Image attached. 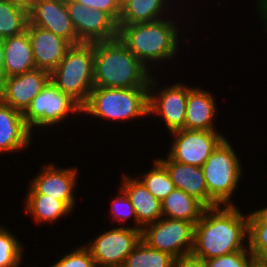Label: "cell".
Returning <instances> with one entry per match:
<instances>
[{"label": "cell", "instance_id": "6da1fadb", "mask_svg": "<svg viewBox=\"0 0 267 267\" xmlns=\"http://www.w3.org/2000/svg\"><path fill=\"white\" fill-rule=\"evenodd\" d=\"M248 249V213L236 205L205 209L194 226L192 253L203 260Z\"/></svg>", "mask_w": 267, "mask_h": 267}, {"label": "cell", "instance_id": "7a4b0ae2", "mask_svg": "<svg viewBox=\"0 0 267 267\" xmlns=\"http://www.w3.org/2000/svg\"><path fill=\"white\" fill-rule=\"evenodd\" d=\"M176 12L174 18L169 16L152 22L117 24L119 40L151 73L157 67L160 70V65L165 66V62L172 63L181 51L179 45L183 41L180 38L185 34L181 27L185 26L177 23L182 16ZM178 16L180 18L177 19Z\"/></svg>", "mask_w": 267, "mask_h": 267}, {"label": "cell", "instance_id": "3957f363", "mask_svg": "<svg viewBox=\"0 0 267 267\" xmlns=\"http://www.w3.org/2000/svg\"><path fill=\"white\" fill-rule=\"evenodd\" d=\"M152 74L119 38L94 42V87L149 88Z\"/></svg>", "mask_w": 267, "mask_h": 267}, {"label": "cell", "instance_id": "277c9868", "mask_svg": "<svg viewBox=\"0 0 267 267\" xmlns=\"http://www.w3.org/2000/svg\"><path fill=\"white\" fill-rule=\"evenodd\" d=\"M81 115L118 124L149 118V88L94 87Z\"/></svg>", "mask_w": 267, "mask_h": 267}, {"label": "cell", "instance_id": "5b68a950", "mask_svg": "<svg viewBox=\"0 0 267 267\" xmlns=\"http://www.w3.org/2000/svg\"><path fill=\"white\" fill-rule=\"evenodd\" d=\"M50 81L82 107L94 88V42L72 45L50 73Z\"/></svg>", "mask_w": 267, "mask_h": 267}, {"label": "cell", "instance_id": "8992f818", "mask_svg": "<svg viewBox=\"0 0 267 267\" xmlns=\"http://www.w3.org/2000/svg\"><path fill=\"white\" fill-rule=\"evenodd\" d=\"M227 136L202 165L208 195L218 205H236L233 197L239 190L244 168L237 150Z\"/></svg>", "mask_w": 267, "mask_h": 267}, {"label": "cell", "instance_id": "52a82bcc", "mask_svg": "<svg viewBox=\"0 0 267 267\" xmlns=\"http://www.w3.org/2000/svg\"><path fill=\"white\" fill-rule=\"evenodd\" d=\"M81 109L82 107L74 99L49 81L31 101L30 106L23 113V117L32 134H35L40 131L38 129L43 131L59 126L60 123L62 125L69 117L74 118L73 115L81 116L82 119Z\"/></svg>", "mask_w": 267, "mask_h": 267}, {"label": "cell", "instance_id": "ba28073f", "mask_svg": "<svg viewBox=\"0 0 267 267\" xmlns=\"http://www.w3.org/2000/svg\"><path fill=\"white\" fill-rule=\"evenodd\" d=\"M158 79L152 74L149 81V116L161 118L169 133L184 129L188 92L194 86H187L181 80L162 87V78Z\"/></svg>", "mask_w": 267, "mask_h": 267}, {"label": "cell", "instance_id": "9c48e42d", "mask_svg": "<svg viewBox=\"0 0 267 267\" xmlns=\"http://www.w3.org/2000/svg\"><path fill=\"white\" fill-rule=\"evenodd\" d=\"M115 226V227H114ZM83 244L95 260L97 267H122L126 257L141 240V231L114 225ZM117 226V227H116Z\"/></svg>", "mask_w": 267, "mask_h": 267}, {"label": "cell", "instance_id": "30bf717a", "mask_svg": "<svg viewBox=\"0 0 267 267\" xmlns=\"http://www.w3.org/2000/svg\"><path fill=\"white\" fill-rule=\"evenodd\" d=\"M194 226L189 221L162 217L142 229L141 239L149 247L179 258L193 251Z\"/></svg>", "mask_w": 267, "mask_h": 267}, {"label": "cell", "instance_id": "8fae6325", "mask_svg": "<svg viewBox=\"0 0 267 267\" xmlns=\"http://www.w3.org/2000/svg\"><path fill=\"white\" fill-rule=\"evenodd\" d=\"M167 155L176 162L202 167L211 153L226 138L221 131L180 129L170 132Z\"/></svg>", "mask_w": 267, "mask_h": 267}, {"label": "cell", "instance_id": "7c38bea8", "mask_svg": "<svg viewBox=\"0 0 267 267\" xmlns=\"http://www.w3.org/2000/svg\"><path fill=\"white\" fill-rule=\"evenodd\" d=\"M78 171L79 168L75 166L65 168L52 162L43 163L38 173L30 179L26 194L48 195L65 202L74 211L80 174Z\"/></svg>", "mask_w": 267, "mask_h": 267}, {"label": "cell", "instance_id": "4fadbf2b", "mask_svg": "<svg viewBox=\"0 0 267 267\" xmlns=\"http://www.w3.org/2000/svg\"><path fill=\"white\" fill-rule=\"evenodd\" d=\"M66 7L81 42L93 43L118 38L117 23L104 11L87 8L75 0H66Z\"/></svg>", "mask_w": 267, "mask_h": 267}, {"label": "cell", "instance_id": "5bb4252c", "mask_svg": "<svg viewBox=\"0 0 267 267\" xmlns=\"http://www.w3.org/2000/svg\"><path fill=\"white\" fill-rule=\"evenodd\" d=\"M49 81L50 73L41 69L4 78L0 82V100L24 113Z\"/></svg>", "mask_w": 267, "mask_h": 267}, {"label": "cell", "instance_id": "9a60e30c", "mask_svg": "<svg viewBox=\"0 0 267 267\" xmlns=\"http://www.w3.org/2000/svg\"><path fill=\"white\" fill-rule=\"evenodd\" d=\"M29 23L51 31L71 45L82 43L73 27L66 0H35L28 9Z\"/></svg>", "mask_w": 267, "mask_h": 267}, {"label": "cell", "instance_id": "2e32d148", "mask_svg": "<svg viewBox=\"0 0 267 267\" xmlns=\"http://www.w3.org/2000/svg\"><path fill=\"white\" fill-rule=\"evenodd\" d=\"M26 30L28 31L36 69L51 73L72 45L51 31L31 25L29 22Z\"/></svg>", "mask_w": 267, "mask_h": 267}, {"label": "cell", "instance_id": "e0dca14e", "mask_svg": "<svg viewBox=\"0 0 267 267\" xmlns=\"http://www.w3.org/2000/svg\"><path fill=\"white\" fill-rule=\"evenodd\" d=\"M34 136L23 113L0 100V155L29 149Z\"/></svg>", "mask_w": 267, "mask_h": 267}, {"label": "cell", "instance_id": "ac0fdd59", "mask_svg": "<svg viewBox=\"0 0 267 267\" xmlns=\"http://www.w3.org/2000/svg\"><path fill=\"white\" fill-rule=\"evenodd\" d=\"M156 159L167 169L176 189L195 197L207 208L218 206L208 195L202 167L173 161L168 155L166 158L156 157Z\"/></svg>", "mask_w": 267, "mask_h": 267}, {"label": "cell", "instance_id": "d6986e66", "mask_svg": "<svg viewBox=\"0 0 267 267\" xmlns=\"http://www.w3.org/2000/svg\"><path fill=\"white\" fill-rule=\"evenodd\" d=\"M119 187L129 198L137 216V230L162 218L161 202L148 191L144 184L134 175L121 174Z\"/></svg>", "mask_w": 267, "mask_h": 267}, {"label": "cell", "instance_id": "ffe728a7", "mask_svg": "<svg viewBox=\"0 0 267 267\" xmlns=\"http://www.w3.org/2000/svg\"><path fill=\"white\" fill-rule=\"evenodd\" d=\"M211 92L200 85L188 92L184 129L219 131L215 125L218 106Z\"/></svg>", "mask_w": 267, "mask_h": 267}, {"label": "cell", "instance_id": "44dd1931", "mask_svg": "<svg viewBox=\"0 0 267 267\" xmlns=\"http://www.w3.org/2000/svg\"><path fill=\"white\" fill-rule=\"evenodd\" d=\"M182 1L181 0H128L121 7V17L118 24L152 22L172 16L174 15L173 14L174 9L175 11L179 9L178 7H176L177 6L176 2L182 3L183 5L182 4L180 5L179 3L178 5L180 7H184V1L183 2Z\"/></svg>", "mask_w": 267, "mask_h": 267}, {"label": "cell", "instance_id": "7402d4cb", "mask_svg": "<svg viewBox=\"0 0 267 267\" xmlns=\"http://www.w3.org/2000/svg\"><path fill=\"white\" fill-rule=\"evenodd\" d=\"M36 69L28 31L4 39V78Z\"/></svg>", "mask_w": 267, "mask_h": 267}, {"label": "cell", "instance_id": "603a6c76", "mask_svg": "<svg viewBox=\"0 0 267 267\" xmlns=\"http://www.w3.org/2000/svg\"><path fill=\"white\" fill-rule=\"evenodd\" d=\"M24 210L37 225L56 224L59 219L74 212L65 202L42 194L25 195Z\"/></svg>", "mask_w": 267, "mask_h": 267}, {"label": "cell", "instance_id": "cb8c5ba5", "mask_svg": "<svg viewBox=\"0 0 267 267\" xmlns=\"http://www.w3.org/2000/svg\"><path fill=\"white\" fill-rule=\"evenodd\" d=\"M207 207L183 190L174 189L161 201L162 217L192 222L200 220Z\"/></svg>", "mask_w": 267, "mask_h": 267}, {"label": "cell", "instance_id": "d4e9b609", "mask_svg": "<svg viewBox=\"0 0 267 267\" xmlns=\"http://www.w3.org/2000/svg\"><path fill=\"white\" fill-rule=\"evenodd\" d=\"M248 249L257 261H267V205L248 212Z\"/></svg>", "mask_w": 267, "mask_h": 267}, {"label": "cell", "instance_id": "484cf974", "mask_svg": "<svg viewBox=\"0 0 267 267\" xmlns=\"http://www.w3.org/2000/svg\"><path fill=\"white\" fill-rule=\"evenodd\" d=\"M28 9L7 0H0V38L16 36L26 31Z\"/></svg>", "mask_w": 267, "mask_h": 267}, {"label": "cell", "instance_id": "4316f807", "mask_svg": "<svg viewBox=\"0 0 267 267\" xmlns=\"http://www.w3.org/2000/svg\"><path fill=\"white\" fill-rule=\"evenodd\" d=\"M175 257L149 247L142 239L126 257L122 267H174Z\"/></svg>", "mask_w": 267, "mask_h": 267}, {"label": "cell", "instance_id": "83f0119b", "mask_svg": "<svg viewBox=\"0 0 267 267\" xmlns=\"http://www.w3.org/2000/svg\"><path fill=\"white\" fill-rule=\"evenodd\" d=\"M150 170H146L139 177L135 175L160 202L174 189L167 169L155 158Z\"/></svg>", "mask_w": 267, "mask_h": 267}, {"label": "cell", "instance_id": "f1b7e54d", "mask_svg": "<svg viewBox=\"0 0 267 267\" xmlns=\"http://www.w3.org/2000/svg\"><path fill=\"white\" fill-rule=\"evenodd\" d=\"M17 235L0 225V267H21L25 258V246Z\"/></svg>", "mask_w": 267, "mask_h": 267}, {"label": "cell", "instance_id": "f546056e", "mask_svg": "<svg viewBox=\"0 0 267 267\" xmlns=\"http://www.w3.org/2000/svg\"><path fill=\"white\" fill-rule=\"evenodd\" d=\"M118 189L119 190H117V195L110 202V214L108 215L109 218H112L111 223H118L121 227H126L127 224L128 227V221L132 220L133 224L131 225V227L137 229V216L132 203L130 202L125 192L120 187H118Z\"/></svg>", "mask_w": 267, "mask_h": 267}, {"label": "cell", "instance_id": "4dcf8cb0", "mask_svg": "<svg viewBox=\"0 0 267 267\" xmlns=\"http://www.w3.org/2000/svg\"><path fill=\"white\" fill-rule=\"evenodd\" d=\"M255 261L249 249L205 260L206 267H251Z\"/></svg>", "mask_w": 267, "mask_h": 267}, {"label": "cell", "instance_id": "1f68e13d", "mask_svg": "<svg viewBox=\"0 0 267 267\" xmlns=\"http://www.w3.org/2000/svg\"><path fill=\"white\" fill-rule=\"evenodd\" d=\"M78 247L60 256V258L49 267H97L89 250L82 244Z\"/></svg>", "mask_w": 267, "mask_h": 267}, {"label": "cell", "instance_id": "d6a6232c", "mask_svg": "<svg viewBox=\"0 0 267 267\" xmlns=\"http://www.w3.org/2000/svg\"><path fill=\"white\" fill-rule=\"evenodd\" d=\"M87 8L107 13L117 24L121 17V6L116 0H75Z\"/></svg>", "mask_w": 267, "mask_h": 267}, {"label": "cell", "instance_id": "836d02e7", "mask_svg": "<svg viewBox=\"0 0 267 267\" xmlns=\"http://www.w3.org/2000/svg\"><path fill=\"white\" fill-rule=\"evenodd\" d=\"M174 267H206V264L205 260L190 253L176 258Z\"/></svg>", "mask_w": 267, "mask_h": 267}, {"label": "cell", "instance_id": "e575fe53", "mask_svg": "<svg viewBox=\"0 0 267 267\" xmlns=\"http://www.w3.org/2000/svg\"><path fill=\"white\" fill-rule=\"evenodd\" d=\"M254 5L258 19L260 18L262 26L264 25V31L267 35V6L261 0H256Z\"/></svg>", "mask_w": 267, "mask_h": 267}, {"label": "cell", "instance_id": "d590c367", "mask_svg": "<svg viewBox=\"0 0 267 267\" xmlns=\"http://www.w3.org/2000/svg\"><path fill=\"white\" fill-rule=\"evenodd\" d=\"M4 79V39L0 38V82Z\"/></svg>", "mask_w": 267, "mask_h": 267}, {"label": "cell", "instance_id": "8d00e7d4", "mask_svg": "<svg viewBox=\"0 0 267 267\" xmlns=\"http://www.w3.org/2000/svg\"><path fill=\"white\" fill-rule=\"evenodd\" d=\"M9 2H13L15 4H18L22 7H25L27 9L30 8L31 4L35 1V0H7Z\"/></svg>", "mask_w": 267, "mask_h": 267}, {"label": "cell", "instance_id": "74e56055", "mask_svg": "<svg viewBox=\"0 0 267 267\" xmlns=\"http://www.w3.org/2000/svg\"><path fill=\"white\" fill-rule=\"evenodd\" d=\"M251 267H267V261H257L255 260Z\"/></svg>", "mask_w": 267, "mask_h": 267}, {"label": "cell", "instance_id": "f35d334b", "mask_svg": "<svg viewBox=\"0 0 267 267\" xmlns=\"http://www.w3.org/2000/svg\"><path fill=\"white\" fill-rule=\"evenodd\" d=\"M116 1L122 7L128 0H116Z\"/></svg>", "mask_w": 267, "mask_h": 267}, {"label": "cell", "instance_id": "ab89813d", "mask_svg": "<svg viewBox=\"0 0 267 267\" xmlns=\"http://www.w3.org/2000/svg\"><path fill=\"white\" fill-rule=\"evenodd\" d=\"M267 6V0H261Z\"/></svg>", "mask_w": 267, "mask_h": 267}]
</instances>
